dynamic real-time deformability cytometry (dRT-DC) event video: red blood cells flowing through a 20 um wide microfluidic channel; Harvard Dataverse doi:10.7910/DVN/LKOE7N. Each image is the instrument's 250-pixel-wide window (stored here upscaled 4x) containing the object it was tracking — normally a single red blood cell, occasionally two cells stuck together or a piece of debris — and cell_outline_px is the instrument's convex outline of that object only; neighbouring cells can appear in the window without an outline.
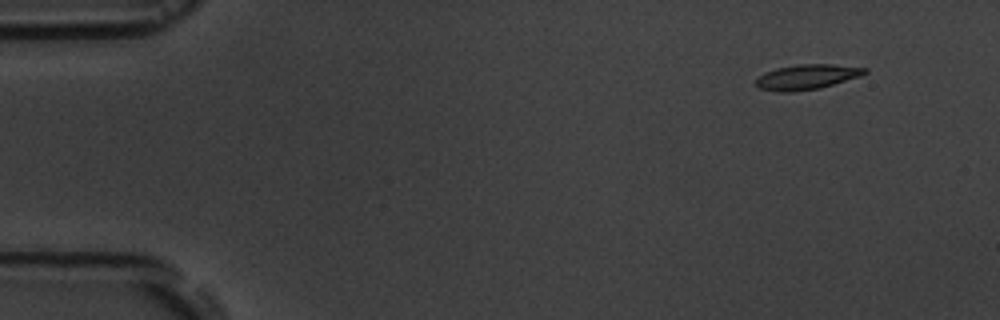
{"species": "common noctule bat (a hibernating species)", "species_latin": "Nyctalus noctula", "temperature_condition": "room temperature", "stored_images_in_passage": 4, "camera_frame_rate_fps": 3000, "um_per_image_px": 0.085, "animal": {"sex": "male", "body_mass_g": 19.5, "forearm_length_mm": 54.6}, "frame": {"image": 1, "passage_image": 1, "time_ms": 0.0, "image_size_px": [1000, 320], "cell_outline_px": [[868, 72], [860, 76], [820, 88], [792, 92], [776, 92], [756, 88], [756, 80], [764, 72], [776, 68], [796, 64], [832, 64], [868, 68]], "centroid_in_image_um": [68.55, 6.54], "position_along_channel_um": 16.4, "area_um2": 16.01}}
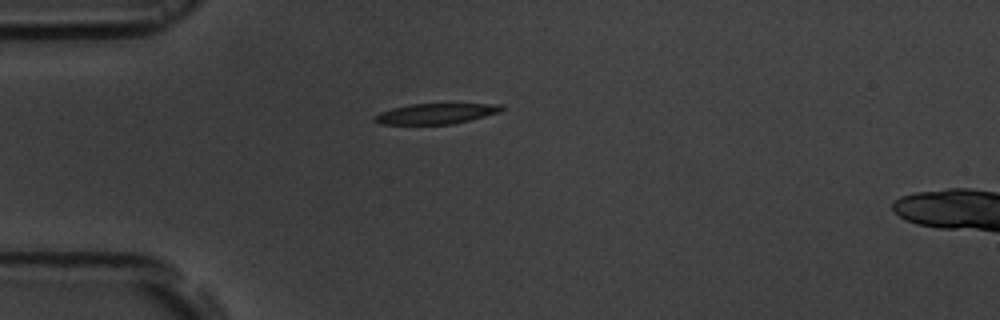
{"frame": {"image": 2, "passage_image": 4, "time_ms": 3.333, "image_size_px": [1000, 320], "cell_outline_px": [[504, 108], [500, 112], [452, 124], [380, 124], [372, 120], [372, 116], [380, 112], [392, 108], [408, 104], [504, 104]], "centroid_in_image_um": [37.0, 9.65], "position_along_channel_um": 48.0, "area_um2": 15.14}}